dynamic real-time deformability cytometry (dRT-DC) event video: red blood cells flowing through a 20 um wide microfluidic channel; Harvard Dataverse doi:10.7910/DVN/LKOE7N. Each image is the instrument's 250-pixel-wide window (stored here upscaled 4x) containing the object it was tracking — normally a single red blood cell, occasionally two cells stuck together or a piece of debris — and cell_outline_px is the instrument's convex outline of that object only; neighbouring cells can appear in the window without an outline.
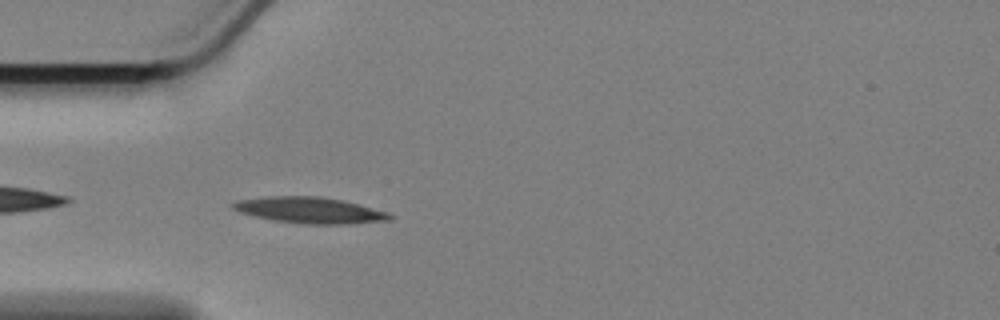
{"species": "Egyptian fruit bat (a non-hibernating species)", "species_latin": "Rousettus aegyptiacus", "temperature_condition": "cold", "stored_images_in_passage": 37, "camera_frame_rate_fps": 3000, "um_per_image_px": 0.085, "animal": {"sex": "female"}, "frame": {"image": 1, "passage_image": 2, "time_ms": 0.333, "image_size_px": [1000, 320], "cell_outline_px": [[392, 216], [388, 220], [348, 224], [304, 224], [276, 220], [256, 216], [240, 212], [232, 208], [232, 204], [236, 200], [268, 196], [320, 196], [344, 200], [388, 212]], "centroid_in_image_um": [26.33, 17.86], "position_along_channel_um": 58.7, "area_um2": 23.7}}
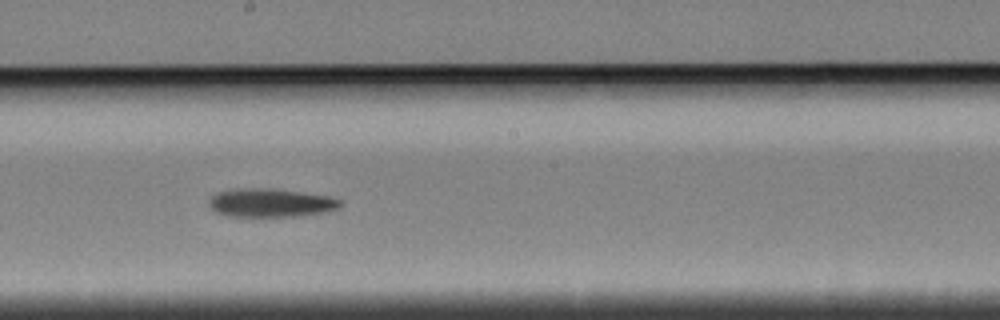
{"frame": {"image": 2, "passage_image": 17, "time_ms": 5.333, "image_size_px": [1000, 320], "cell_outline_px": [[340, 204], [336, 208], [328, 212], [300, 216], [228, 216], [216, 212], [208, 204], [208, 200], [216, 192], [240, 188], [272, 188], [328, 196], [340, 200]], "centroid_in_image_um": [22.97, 17.24], "position_along_channel_um": 225.2, "area_um2": 21.73}}
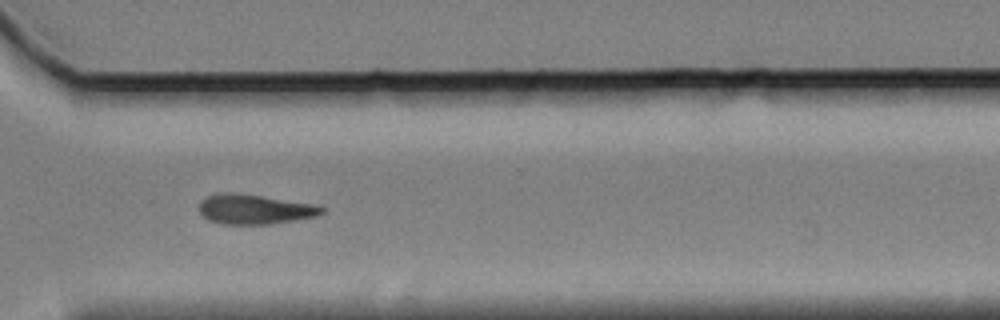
{"frame": {"image": 3, "passage_image": 28, "time_ms": 9.0, "image_size_px": [1000, 320], "cell_outline_px": [[324, 212], [316, 216], [296, 220], [272, 224], [220, 224], [208, 220], [200, 212], [200, 200], [208, 196], [220, 192], [228, 192], [260, 196], [320, 204], [324, 208]], "centroid_in_image_um": [21.67, 17.79], "position_along_channel_um": 348.9, "area_um2": 21.39}, "authors_computed_cell_mechanics": {"area_um2": 21.386, "velocity_mm_per_s": 3.3791, "shape_relaxation_time_tau1_ms": 5.4482, "shape_relaxation_time_tau2_ms": null, "deformation_change_tau1": 0.1478, "deformation_change_tau2": null}}